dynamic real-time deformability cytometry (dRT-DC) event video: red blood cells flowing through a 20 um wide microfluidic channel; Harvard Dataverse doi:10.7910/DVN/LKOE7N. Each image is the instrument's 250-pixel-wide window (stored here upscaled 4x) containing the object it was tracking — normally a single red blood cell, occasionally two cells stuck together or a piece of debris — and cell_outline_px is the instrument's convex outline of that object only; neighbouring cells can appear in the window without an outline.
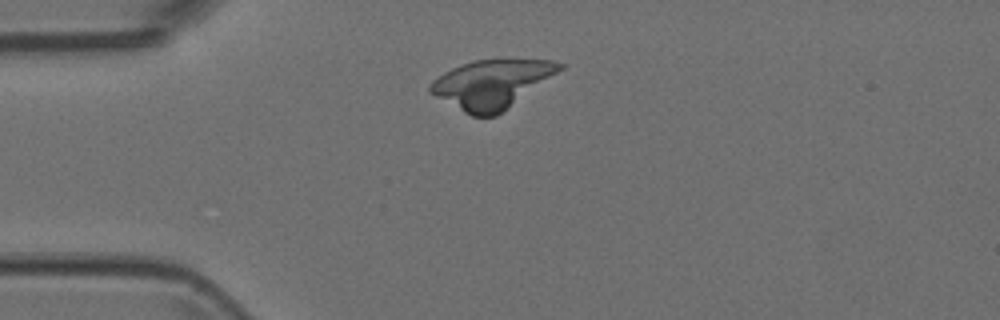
{"species": "Egyptian fruit bat (a non-hibernating species)", "species_latin": "Rousettus aegyptiacus", "temperature_condition": "room temperature", "stored_images_in_passage": 6, "camera_frame_rate_fps": 3000, "um_per_image_px": 0.085, "animal": {"sex": "female"}, "frame": {"image": 1, "passage_image": 1, "time_ms": 0.0, "image_size_px": [1000, 320], "cell_outline_px": [[564, 68], [496, 116], [472, 116], [464, 112], [428, 92], [428, 84], [432, 80], [444, 72], [460, 64], [476, 60], [552, 60], [564, 64]], "centroid_in_image_um": [41.75, 7.14], "position_along_channel_um": 43.2, "area_um2": 36.13}}
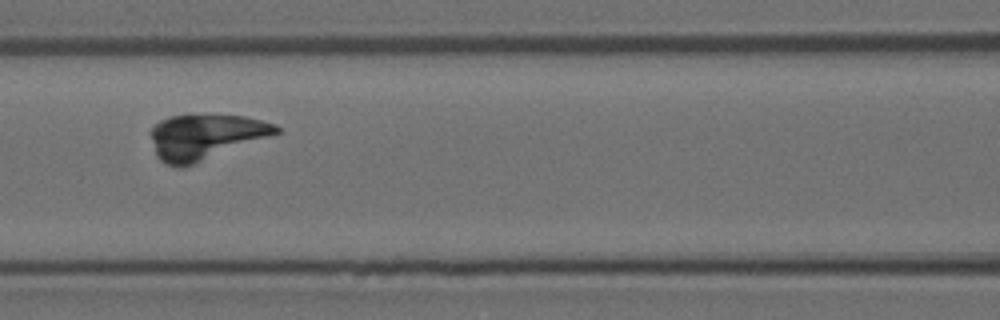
{"frame": {"image": 2, "passage_image": 4, "time_ms": 1.0, "image_size_px": [1000, 320], "cell_outline_px": [[280, 132], [192, 164], [180, 168], [176, 168], [164, 164], [156, 156], [148, 132], [160, 120], [168, 116], [244, 116], [276, 124], [280, 128]], "centroid_in_image_um": [17.38, 11.64], "position_along_channel_um": 149.2, "area_um2": 32.48}}
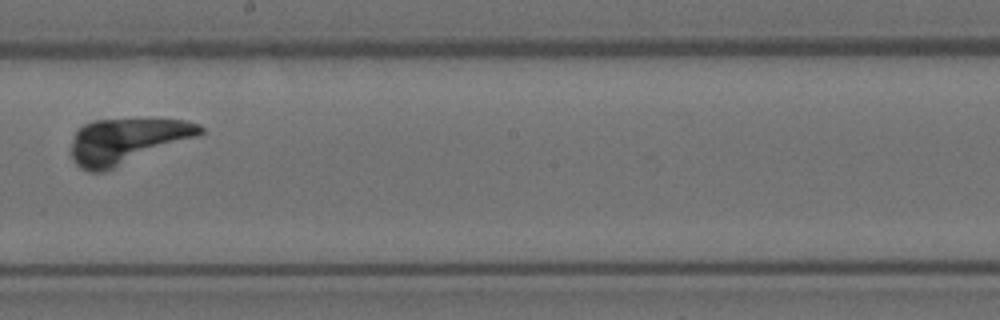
{"frame": {"image": 3, "passage_image": 6, "time_ms": 1.667, "image_size_px": [1000, 320], "cell_outline_px": [[204, 132], [200, 136], [104, 172], [88, 172], [80, 168], [76, 164], [72, 156], [72, 140], [76, 132], [84, 124], [92, 120], [188, 120], [200, 124], [204, 128]], "centroid_in_image_um": [10.82, 11.99], "position_along_channel_um": 237.4, "area_um2": 33.99}}